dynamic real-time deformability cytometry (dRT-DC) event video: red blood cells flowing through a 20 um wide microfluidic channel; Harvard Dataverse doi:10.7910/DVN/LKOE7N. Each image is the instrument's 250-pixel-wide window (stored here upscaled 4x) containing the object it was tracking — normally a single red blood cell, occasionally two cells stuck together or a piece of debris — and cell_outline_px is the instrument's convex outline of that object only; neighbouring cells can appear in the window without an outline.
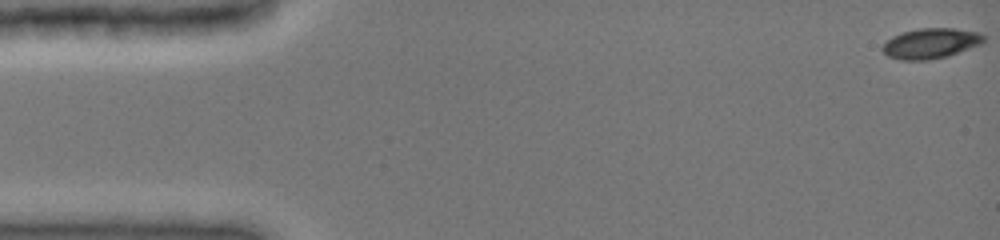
{"species": "common noctule bat (a hibernating species)", "species_latin": "Nyctalus noctula", "temperature_condition": "cold", "stored_images_in_passage": 48, "camera_frame_rate_fps": 3000, "um_per_image_px": 0.085, "animal": {"sex": "female", "body_mass_g": 19.0, "forearm_length_mm": 51.5}, "frame": {"image": 1, "passage_image": 1, "time_ms": 0.0, "image_size_px": [1000, 240], "cell_outline_px": [[984, 44], [948, 56], [928, 60], [900, 60], [888, 56], [880, 48], [892, 36], [904, 32], [920, 28], [952, 28], [980, 32], [984, 36]], "centroid_in_image_um": [79.15, 3.69], "position_along_channel_um": 5.9, "area_um2": 17.98}}
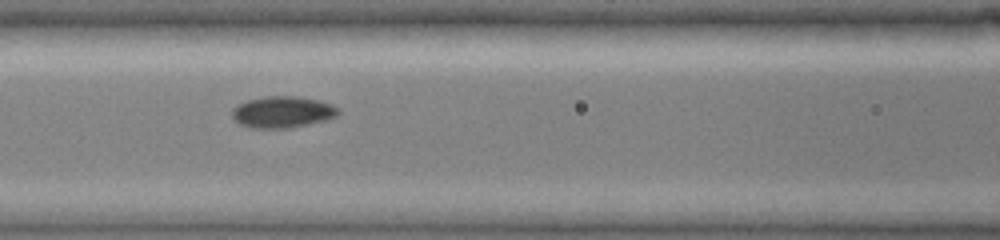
{"frame": {"image": 2, "passage_image": 21, "time_ms": 6.667, "image_size_px": [1000, 240], "cell_outline_px": [[340, 112], [336, 116], [324, 120], [308, 124], [288, 128], [252, 128], [240, 124], [232, 120], [232, 108], [248, 100], [264, 96], [296, 96], [320, 100], [332, 104], [340, 108]], "centroid_in_image_um": [24.01, 9.52], "position_along_channel_um": 142.6, "area_um2": 19.59}}
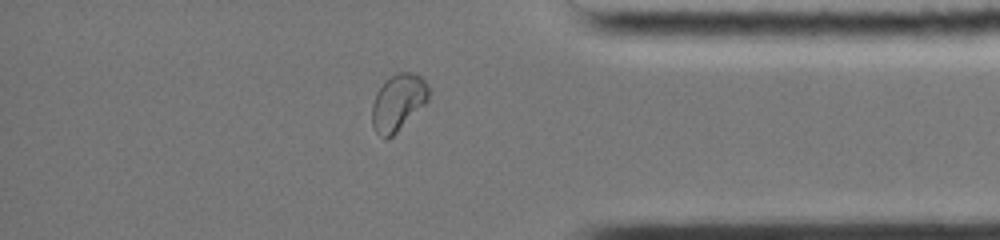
{"frame": {"image": 3, "passage_image": 41, "time_ms": 13.333, "image_size_px": [1000, 240], "cell_outline_px": [[428, 100], [388, 140], [384, 140], [376, 132], [372, 124], [372, 104], [376, 92], [384, 80], [396, 72], [412, 72], [420, 76], [428, 84]], "centroid_in_image_um": [33.8, 8.69], "position_along_channel_um": 401.4, "area_um2": 18.67}, "authors_computed_cell_mechanics": {"area_um2": 18.5249, "velocity_mm_per_s": 3.9994, "shape_relaxation_time_tau1_ms": 3.704, "shape_relaxation_time_tau2_ms": 6.0114, "deformation_change_tau1": 0.0913, "deformation_change_tau2": 0.0422}}